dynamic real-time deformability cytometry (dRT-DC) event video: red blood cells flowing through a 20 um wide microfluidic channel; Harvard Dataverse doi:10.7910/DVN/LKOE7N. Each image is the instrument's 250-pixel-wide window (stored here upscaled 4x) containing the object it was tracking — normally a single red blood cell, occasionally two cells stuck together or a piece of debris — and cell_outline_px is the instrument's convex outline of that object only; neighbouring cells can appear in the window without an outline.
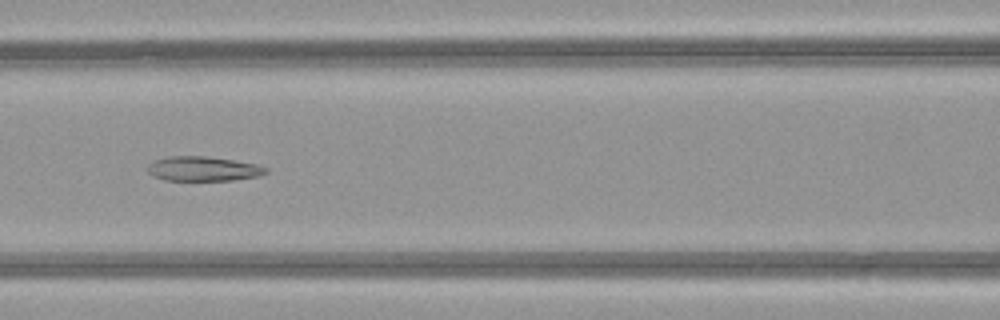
{"species": "common noctule bat (a hibernating species)", "species_latin": "Nyctalus noctula", "temperature_condition": "warm", "stored_images_in_passage": 32, "camera_frame_rate_fps": 3000, "um_per_image_px": 0.085, "animal": {"sex": "female", "body_mass_g": 21.9}, "frame": {"image": 1, "passage_image": 8, "time_ms": 2.333, "image_size_px": [1000, 320], "cell_outline_px": [[268, 172], [260, 176], [232, 180], [164, 180], [152, 176], [148, 172], [148, 164], [156, 160], [168, 156], [204, 156], [232, 160], [256, 164], [268, 168]], "centroid_in_image_um": [17.27, 14.35], "position_along_channel_um": 149.3, "area_um2": 16.88}}
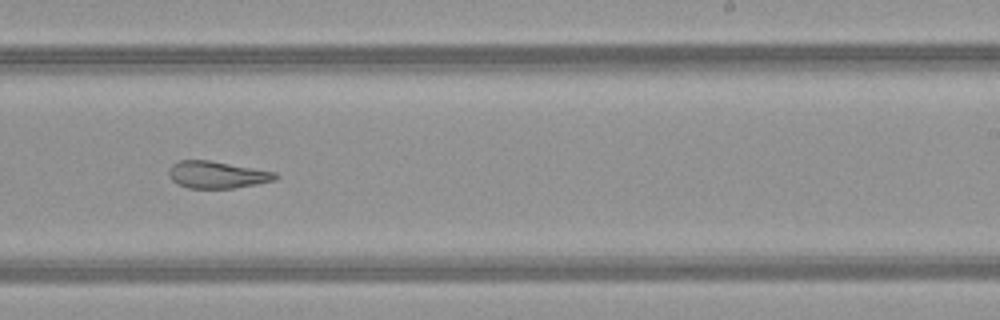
{"frame": {"image": 2, "passage_image": 17, "time_ms": 5.333, "image_size_px": [1000, 320], "cell_outline_px": [[280, 176], [276, 180], [256, 184], [232, 188], [188, 188], [176, 184], [168, 176], [168, 168], [172, 164], [180, 160], [208, 160], [276, 172]], "centroid_in_image_um": [18.42, 14.85], "position_along_channel_um": 270.6, "area_um2": 16.88}}
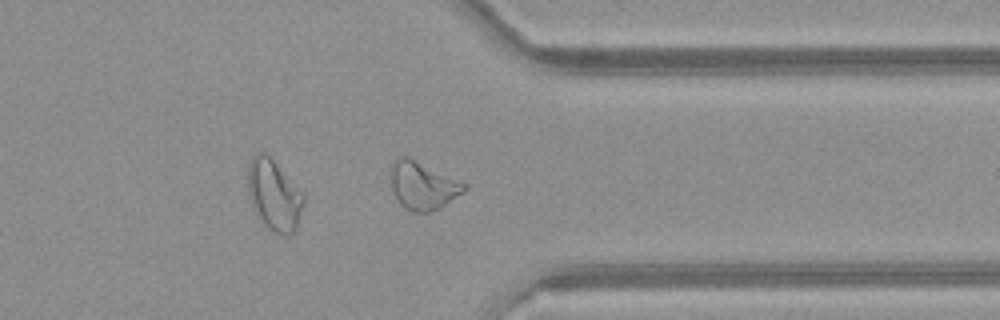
{"frame": {"image": 3, "passage_image": 25, "time_ms": 8.0, "image_size_px": [1000, 320], "cell_outline_px": [[468, 188], [464, 192], [440, 208], [428, 212], [412, 212], [404, 208], [400, 204], [392, 188], [388, 176], [392, 160], [396, 156], [408, 156], [460, 180], [468, 184]], "centroid_in_image_um": [35.91, 15.74], "position_along_channel_um": 375.5, "area_um2": 20.98}, "authors_computed_cell_mechanics": {"area_um2": 17.8024, "velocity_mm_per_s": 4.0525, "shape_relaxation_time_tau1_ms": null, "shape_relaxation_time_tau2_ms": 3.0832, "deformation_change_tau1": null, "deformation_change_tau2": 0.1191}}